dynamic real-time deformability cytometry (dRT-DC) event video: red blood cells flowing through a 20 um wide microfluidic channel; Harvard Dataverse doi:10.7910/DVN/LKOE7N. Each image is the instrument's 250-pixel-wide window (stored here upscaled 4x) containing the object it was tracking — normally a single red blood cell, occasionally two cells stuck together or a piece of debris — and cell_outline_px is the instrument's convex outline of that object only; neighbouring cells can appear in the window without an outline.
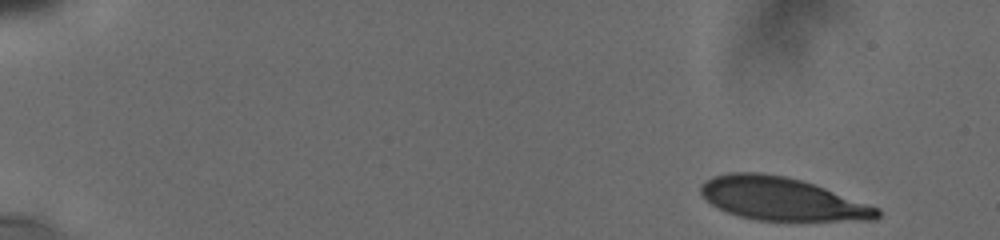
{"species": "human", "species_latin": "Homo sapiens", "temperature_condition": "cold", "stored_images_in_passage": 17, "camera_frame_rate_fps": 3000, "um_per_image_px": 0.085, "donor": {"sex": "male"}, "frame": {"image": 1, "passage_image": 1, "time_ms": 0.0, "image_size_px": [1000, 240], "cell_outline_px": [[880, 216], [876, 220], [756, 220], [740, 216], [728, 212], [712, 204], [700, 192], [700, 188], [712, 176], [728, 172], [760, 172], [784, 176], [800, 180], [824, 188], [880, 208]], "centroid_in_image_um": [66.47, 16.9], "position_along_channel_um": 18.5, "area_um2": 43.58}}
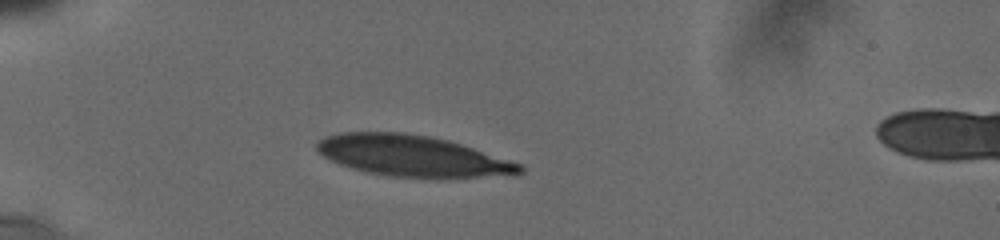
{"frame": {"image": 2, "passage_image": 10, "time_ms": 4.0, "image_size_px": [1000, 240], "cell_outline_px": [[524, 172], [476, 176], [392, 176], [368, 172], [352, 168], [340, 164], [316, 152], [316, 144], [324, 136], [340, 132], [404, 132], [432, 136], [448, 140], [520, 164], [524, 168]], "centroid_in_image_um": [34.91, 13.2], "position_along_channel_um": 50.1, "area_um2": 47.22}}
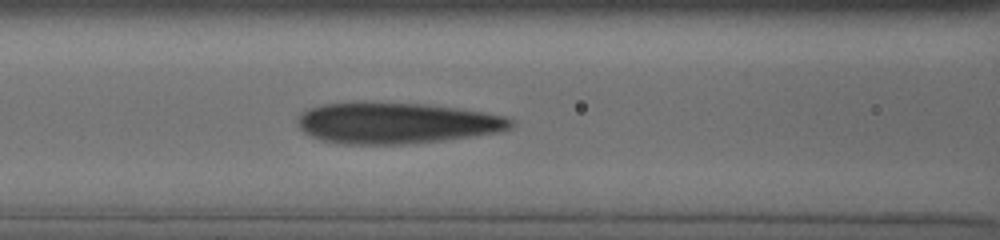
{"frame": {"image": 3, "passage_image": 17, "time_ms": 7.0, "image_size_px": [1000, 240], "cell_outline_px": [[512, 124], [508, 128], [496, 132], [472, 136], [444, 140], [404, 144], [344, 144], [320, 140], [304, 132], [300, 128], [300, 116], [308, 108], [324, 104], [424, 104], [480, 112], [504, 116], [512, 120]], "centroid_in_image_um": [33.68, 10.49], "position_along_channel_um": 132.9, "area_um2": 49.48}}